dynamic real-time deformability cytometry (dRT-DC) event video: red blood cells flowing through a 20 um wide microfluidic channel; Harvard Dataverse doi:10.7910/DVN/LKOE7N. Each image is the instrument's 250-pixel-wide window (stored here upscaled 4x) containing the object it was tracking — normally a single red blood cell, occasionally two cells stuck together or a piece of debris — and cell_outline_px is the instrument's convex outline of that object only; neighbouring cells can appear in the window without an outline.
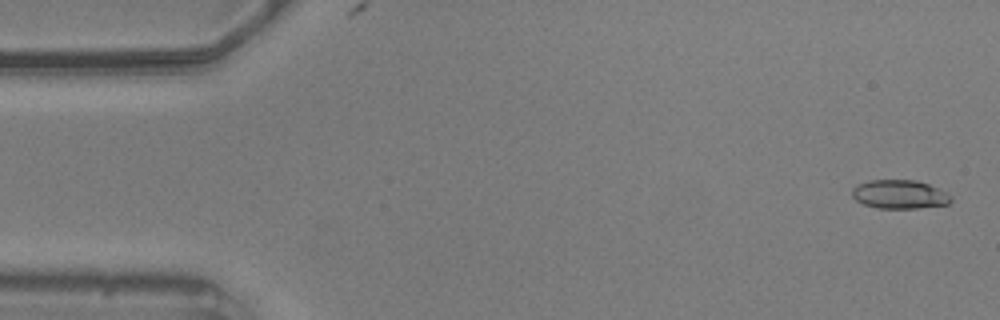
{"species": "common noctule bat (a hibernating species)", "species_latin": "Nyctalus noctula", "temperature_condition": "warm", "stored_images_in_passage": 13, "camera_frame_rate_fps": 3000, "um_per_image_px": 0.085, "animal": {"sex": "male", "body_mass_g": 20.5, "forearm_length_mm": 52.5}, "frame": {"image": 1, "passage_image": 2, "time_ms": 0.333, "image_size_px": [1000, 320], "cell_outline_px": [[952, 200], [948, 204], [920, 208], [876, 208], [864, 204], [856, 200], [852, 196], [852, 188], [868, 180], [916, 180], [940, 188], [952, 196]], "centroid_in_image_um": [76.49, 16.52], "position_along_channel_um": 8.5, "area_um2": 16.65}}